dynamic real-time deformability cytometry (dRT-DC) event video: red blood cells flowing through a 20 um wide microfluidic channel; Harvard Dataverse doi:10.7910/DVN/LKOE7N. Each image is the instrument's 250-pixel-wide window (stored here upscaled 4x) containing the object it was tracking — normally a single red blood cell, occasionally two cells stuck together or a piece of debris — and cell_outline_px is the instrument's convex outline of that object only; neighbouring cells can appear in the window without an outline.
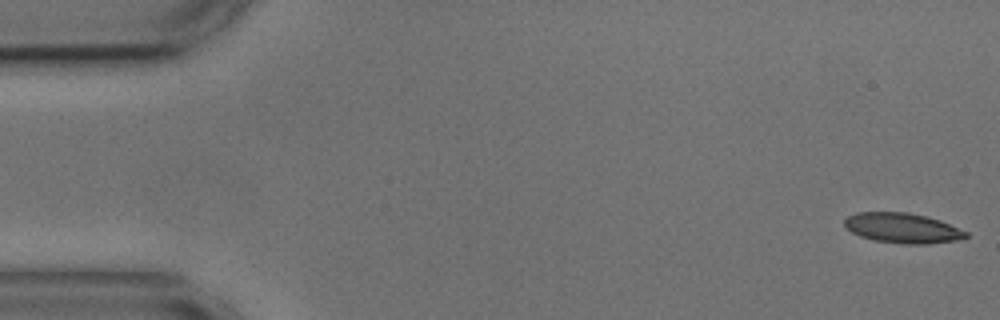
{"species": "common noctule bat (a hibernating species)", "species_latin": "Nyctalus noctula", "temperature_condition": "cold", "stored_images_in_passage": 8, "camera_frame_rate_fps": 3000, "um_per_image_px": 0.085, "animal": {"sex": "male", "body_mass_g": 17.9, "forearm_length_mm": 54.2}, "frame": {"image": 1, "passage_image": 1, "time_ms": 0.0, "image_size_px": [1000, 320], "cell_outline_px": [[968, 236], [956, 240], [928, 244], [904, 244], [872, 240], [860, 236], [852, 232], [844, 224], [844, 220], [848, 216], [856, 212], [908, 212], [940, 220], [968, 232]], "centroid_in_image_um": [76.7, 19.38], "position_along_channel_um": 8.3, "area_um2": 21.21}}